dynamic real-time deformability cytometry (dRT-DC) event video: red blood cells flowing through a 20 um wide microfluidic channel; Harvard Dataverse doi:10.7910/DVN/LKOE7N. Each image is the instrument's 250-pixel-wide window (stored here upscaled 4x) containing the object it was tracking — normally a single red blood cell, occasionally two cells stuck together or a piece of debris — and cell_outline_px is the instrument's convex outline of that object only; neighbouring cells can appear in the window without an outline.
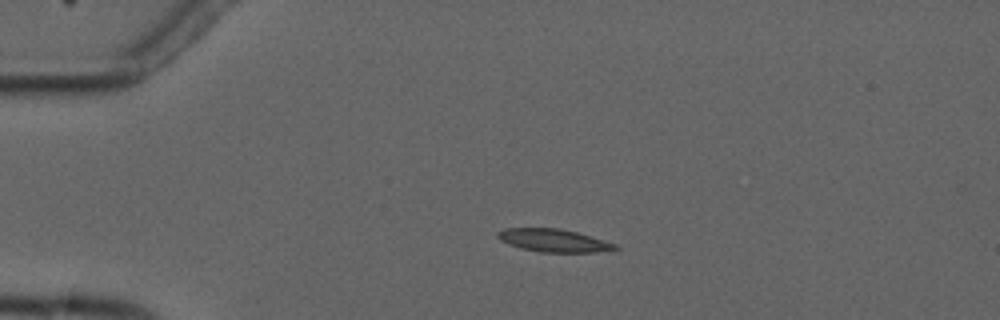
{"species": "common noctule bat (a hibernating species)", "species_latin": "Nyctalus noctula", "temperature_condition": "cold", "stored_images_in_passage": 4, "camera_frame_rate_fps": 3000, "um_per_image_px": 0.085, "animal": {"sex": "male", "forearm_length_mm": 52.5}, "frame": {"image": 1, "passage_image": 3, "time_ms": 2.333, "image_size_px": [1000, 320], "cell_outline_px": [[620, 248], [596, 252], [540, 252], [520, 248], [508, 244], [500, 240], [496, 236], [496, 232], [504, 228], [560, 228], [576, 232], [616, 244]], "centroid_in_image_um": [47.0, 20.43], "position_along_channel_um": 38.0, "area_um2": 15.61}}